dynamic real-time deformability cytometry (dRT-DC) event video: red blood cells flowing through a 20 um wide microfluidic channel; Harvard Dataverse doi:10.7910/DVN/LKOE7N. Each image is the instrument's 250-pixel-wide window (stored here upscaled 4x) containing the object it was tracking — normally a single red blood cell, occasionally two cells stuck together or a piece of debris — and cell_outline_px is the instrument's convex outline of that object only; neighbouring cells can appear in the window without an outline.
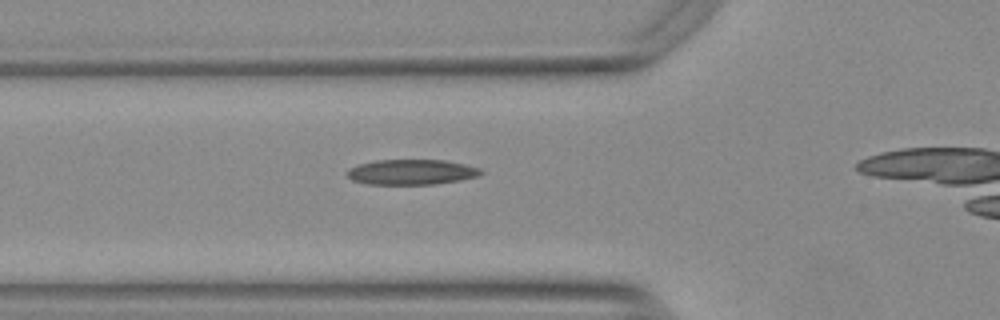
{"species": "Egyptian fruit bat (a non-hibernating species)", "species_latin": "Rousettus aegyptiacus", "temperature_condition": "warm", "stored_images_in_passage": 28, "camera_frame_rate_fps": 3000, "um_per_image_px": 0.085, "animal": {"sex": "female"}, "frame": {"image": 1, "passage_image": 12, "time_ms": 3.667, "image_size_px": [1000, 320], "cell_outline_px": [[484, 172], [476, 176], [460, 180], [436, 184], [368, 184], [352, 180], [348, 176], [348, 168], [360, 164], [376, 160], [444, 160], [464, 164], [480, 168]], "centroid_in_image_um": [34.98, 14.62], "position_along_channel_um": 90.8, "area_um2": 19.54}}
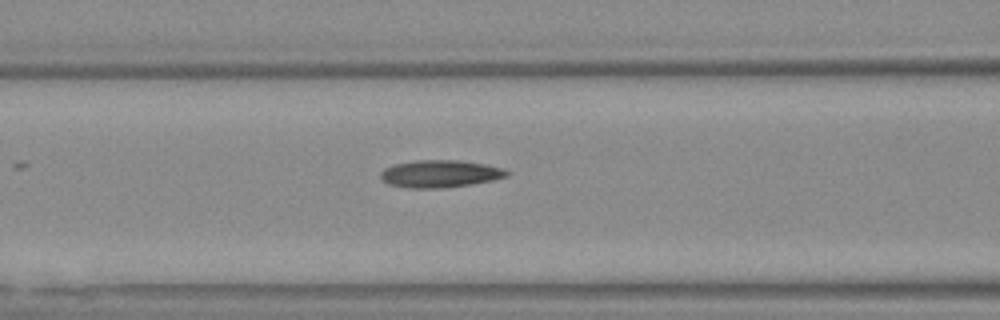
{"frame": {"image": 2, "passage_image": 15, "time_ms": 4.667, "image_size_px": [1000, 320], "cell_outline_px": [[508, 176], [492, 180], [468, 184], [440, 188], [408, 188], [388, 184], [380, 176], [380, 172], [384, 168], [396, 164], [416, 160], [460, 160], [484, 164], [504, 168], [508, 172]], "centroid_in_image_um": [37.39, 14.76], "position_along_channel_um": 129.2, "area_um2": 19.94}}
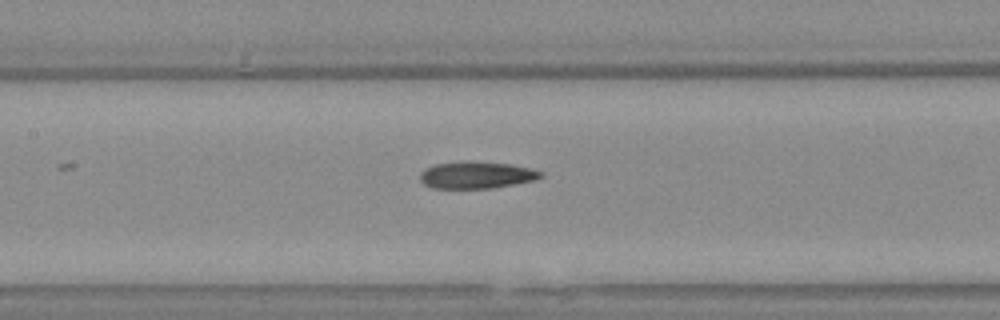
{"frame": {"image": 3, "passage_image": 18, "time_ms": 5.667, "image_size_px": [1000, 320], "cell_outline_px": [[544, 176], [536, 180], [492, 188], [432, 188], [424, 184], [420, 180], [420, 172], [424, 168], [436, 164], [508, 164], [528, 168], [544, 172]], "centroid_in_image_um": [40.52, 14.93], "position_along_channel_um": 166.9, "area_um2": 18.03}}